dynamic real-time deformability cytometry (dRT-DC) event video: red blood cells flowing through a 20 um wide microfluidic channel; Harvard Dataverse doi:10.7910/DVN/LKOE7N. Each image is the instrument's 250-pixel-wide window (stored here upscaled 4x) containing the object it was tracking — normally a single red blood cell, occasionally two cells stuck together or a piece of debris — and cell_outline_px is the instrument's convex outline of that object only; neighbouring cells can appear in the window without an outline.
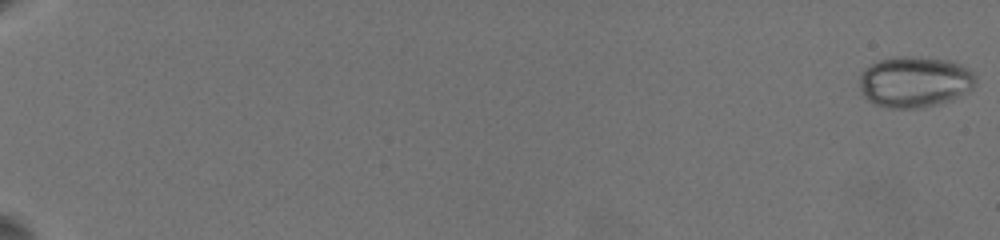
{"species": "common noctule bat (a hibernating species)", "species_latin": "Nyctalus noctula", "temperature_condition": "warm", "stored_images_in_passage": 50, "camera_frame_rate_fps": 3000, "um_per_image_px": 0.085, "animal": {"sex": "female", "body_mass_g": 19.5, "forearm_length_mm": 54.1}, "frame": {"image": 1, "passage_image": 1, "time_ms": 0.0, "image_size_px": [1000, 240], "cell_outline_px": [[976, 84], [968, 92], [952, 100], [940, 104], [924, 108], [888, 108], [876, 104], [868, 100], [860, 92], [860, 76], [872, 64], [880, 60], [896, 56], [912, 56], [952, 60], [972, 72], [976, 80]], "centroid_in_image_um": [77.77, 6.97], "position_along_channel_um": 7.2, "area_um2": 34.68}}